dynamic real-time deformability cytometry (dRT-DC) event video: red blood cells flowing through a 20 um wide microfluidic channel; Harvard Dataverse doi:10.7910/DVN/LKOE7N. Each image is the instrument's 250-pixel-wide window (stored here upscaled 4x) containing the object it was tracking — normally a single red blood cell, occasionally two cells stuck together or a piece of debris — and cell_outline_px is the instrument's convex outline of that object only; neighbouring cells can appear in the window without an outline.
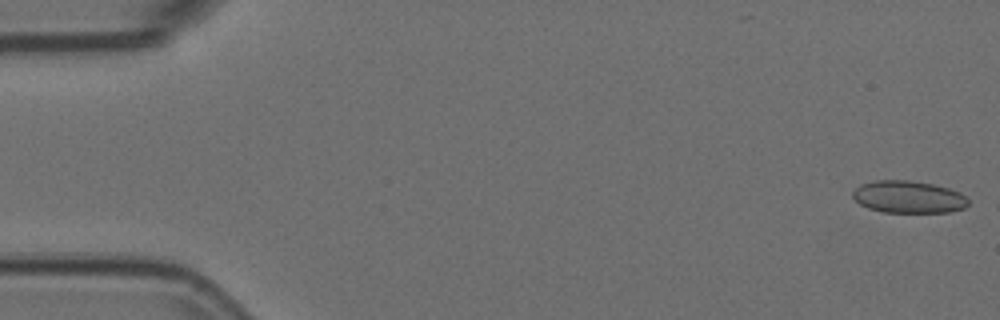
{"species": "Egyptian fruit bat (a non-hibernating species)", "species_latin": "Rousettus aegyptiacus", "temperature_condition": "room temperature", "stored_images_in_passage": 10, "camera_frame_rate_fps": 3000, "um_per_image_px": 0.085, "animal": {"sex": "female"}, "frame": {"image": 1, "passage_image": 1, "time_ms": 0.0, "image_size_px": [1000, 320], "cell_outline_px": [[968, 204], [964, 208], [948, 212], [884, 212], [868, 208], [860, 204], [852, 196], [852, 192], [860, 184], [876, 180], [908, 180], [932, 184], [948, 188], [960, 192], [968, 200]], "centroid_in_image_um": [77.2, 16.74], "position_along_channel_um": 7.8, "area_um2": 21.62}}